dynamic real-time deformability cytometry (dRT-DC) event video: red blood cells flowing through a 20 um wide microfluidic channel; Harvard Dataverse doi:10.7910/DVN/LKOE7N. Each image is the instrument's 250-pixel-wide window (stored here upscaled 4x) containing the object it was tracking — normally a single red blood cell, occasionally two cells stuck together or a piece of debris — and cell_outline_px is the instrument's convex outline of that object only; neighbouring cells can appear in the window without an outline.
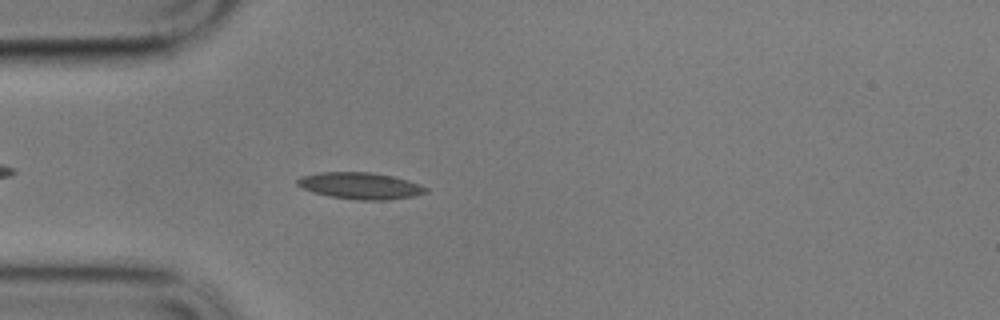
{"species": "common noctule bat (a hibernating species)", "species_latin": "Nyctalus noctula", "temperature_condition": "cold", "stored_images_in_passage": 36, "camera_frame_rate_fps": 3000, "um_per_image_px": 0.085, "animal": {"sex": "male", "body_mass_g": 17.9}, "frame": {"image": 1, "passage_image": 6, "time_ms": 1.667, "image_size_px": [1000, 320], "cell_outline_px": [[428, 192], [412, 196], [388, 200], [360, 200], [332, 196], [312, 192], [296, 184], [296, 180], [300, 176], [320, 172], [372, 172], [392, 176], [408, 180], [420, 184], [428, 188]], "centroid_in_image_um": [30.63, 15.78], "position_along_channel_um": 54.4, "area_um2": 19.88}}
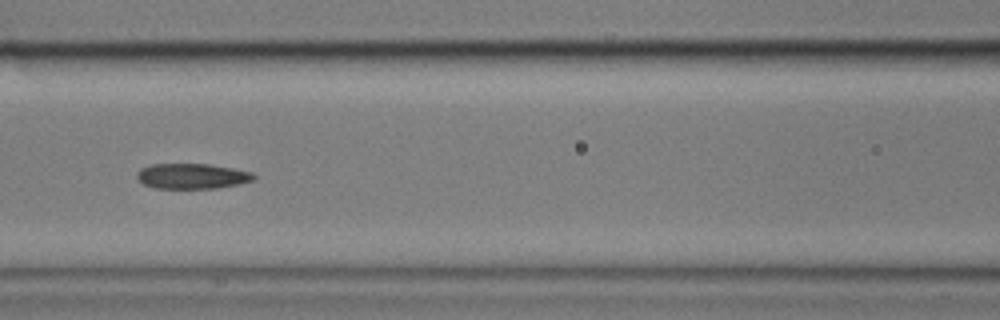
{"frame": {"image": 2, "passage_image": 15, "time_ms": 4.667, "image_size_px": [1000, 320], "cell_outline_px": [[256, 176], [252, 180], [240, 184], [216, 188], [152, 188], [144, 184], [136, 176], [136, 172], [140, 168], [148, 164], [208, 164], [232, 168], [252, 172]], "centroid_in_image_um": [16.29, 14.97], "position_along_channel_um": 150.3, "area_um2": 17.28}}
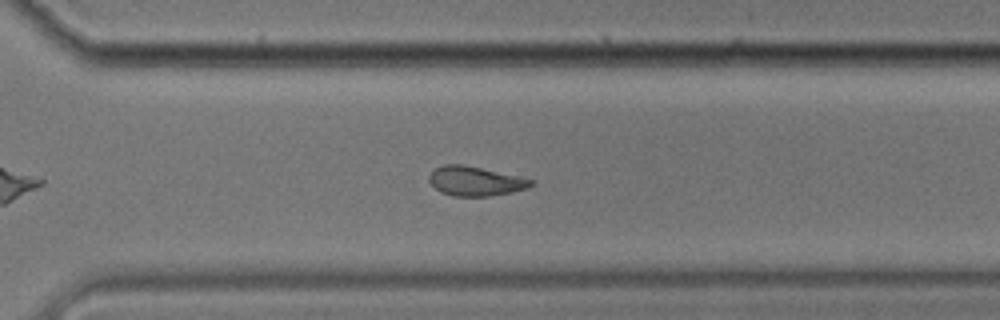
{"frame": {"image": 3, "passage_image": 31, "time_ms": 10.0, "image_size_px": [1000, 320], "cell_outline_px": [[536, 180], [528, 188], [488, 196], [452, 196], [440, 192], [428, 180], [428, 176], [436, 168], [444, 164], [464, 164]], "centroid_in_image_um": [40.38, 15.39], "position_along_channel_um": 330.2, "area_um2": 17.34}, "authors_computed_cell_mechanics": {"area_um2": 17.7735, "velocity_mm_per_s": 3.3777, "shape_relaxation_time_tau1_ms": 11.1499, "shape_relaxation_time_tau2_ms": 4.0107, "deformation_change_tau1": 0.2164, "deformation_change_tau2": 0.0904}}